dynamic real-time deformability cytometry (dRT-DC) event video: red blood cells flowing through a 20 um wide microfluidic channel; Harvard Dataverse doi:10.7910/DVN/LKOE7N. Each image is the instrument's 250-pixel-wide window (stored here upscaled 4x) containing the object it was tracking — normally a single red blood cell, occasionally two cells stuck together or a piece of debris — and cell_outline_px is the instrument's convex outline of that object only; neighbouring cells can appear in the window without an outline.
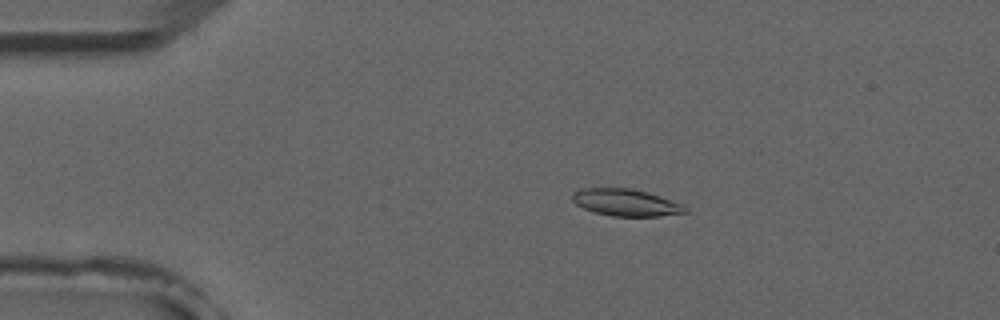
{"species": "common noctule bat (a hibernating species)", "species_latin": "Nyctalus noctula", "temperature_condition": "room temperature", "stored_images_in_passage": 51, "camera_frame_rate_fps": 3000, "um_per_image_px": 0.085, "animal": {"sex": "male", "forearm_length_mm": 52.5}, "frame": {"image": 1, "passage_image": 9, "time_ms": 2.667, "image_size_px": [1000, 320], "cell_outline_px": [[672, 212], [648, 216], [624, 216], [600, 212], [588, 208], [612, 192], [640, 192], [664, 200]], "centroid_in_image_um": [53.65, 17.4], "position_along_channel_um": 31.3, "area_um2": 10.46}}
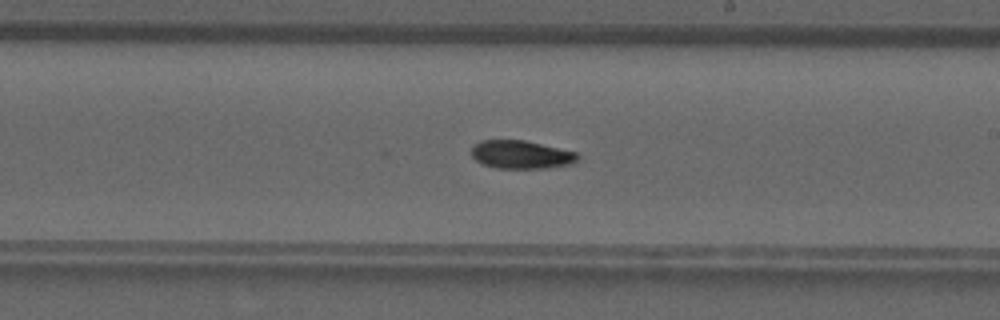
{"frame": {"image": 2, "passage_image": 29, "time_ms": 9.333, "image_size_px": [1000, 320], "cell_outline_px": [[572, 156], [568, 160], [548, 164], [492, 164], [476, 156], [476, 148], [484, 144], [500, 140], [512, 140], [572, 152]], "centroid_in_image_um": [44.21, 13.04], "position_along_channel_um": 244.8, "area_um2": 12.54}}
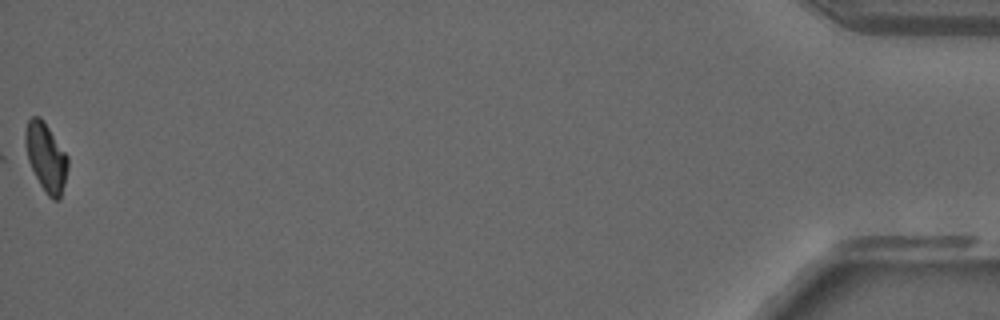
{"frame": {"image": 3, "passage_image": 51, "time_ms": 16.667, "image_size_px": [1000, 320], "cell_outline_px": [[64, 176], [60, 192], [56, 196], [52, 196], [48, 192], [40, 180], [32, 164], [28, 152], [28, 124], [32, 120], [40, 120], [44, 124], [64, 156]], "centroid_in_image_um": [3.89, 13.36], "position_along_channel_um": 431.3, "area_um2": 13.24}}